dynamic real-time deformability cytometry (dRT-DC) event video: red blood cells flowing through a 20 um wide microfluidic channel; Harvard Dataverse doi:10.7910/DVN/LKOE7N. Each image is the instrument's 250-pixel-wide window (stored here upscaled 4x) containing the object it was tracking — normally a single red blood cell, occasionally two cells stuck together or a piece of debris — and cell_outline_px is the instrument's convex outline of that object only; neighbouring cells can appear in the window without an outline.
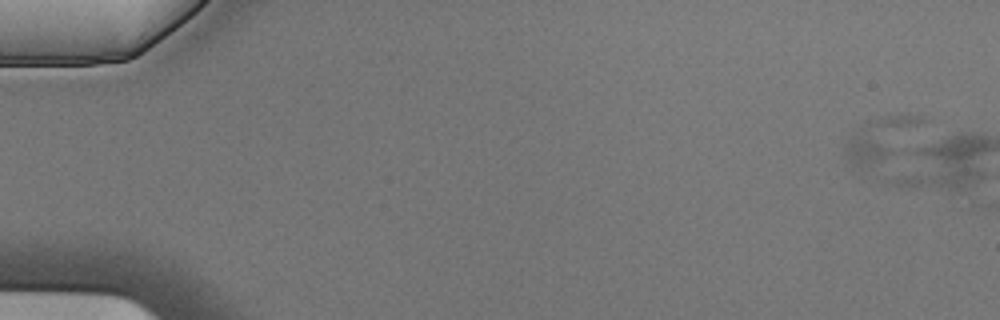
{"species": "Egyptian fruit bat (a non-hibernating species)", "species_latin": "Rousettus aegyptiacus", "temperature_condition": "cold", "stored_images_in_passage": 2, "camera_frame_rate_fps": 3000, "um_per_image_px": 0.085, "animal": {"sex": "male"}, "frame": {"image": 1, "passage_image": 1, "time_ms": 0.0, "image_size_px": [1000, 320], "cell_outline_px": [[924, 120], [892, 152], [880, 160], [868, 164], [852, 164], [844, 152], [844, 144], [860, 124], [864, 120], [908, 112], [924, 116]], "centroid_in_image_um": [74.79, 11.65], "position_along_channel_um": 10.2, "area_um2": 18.03}}